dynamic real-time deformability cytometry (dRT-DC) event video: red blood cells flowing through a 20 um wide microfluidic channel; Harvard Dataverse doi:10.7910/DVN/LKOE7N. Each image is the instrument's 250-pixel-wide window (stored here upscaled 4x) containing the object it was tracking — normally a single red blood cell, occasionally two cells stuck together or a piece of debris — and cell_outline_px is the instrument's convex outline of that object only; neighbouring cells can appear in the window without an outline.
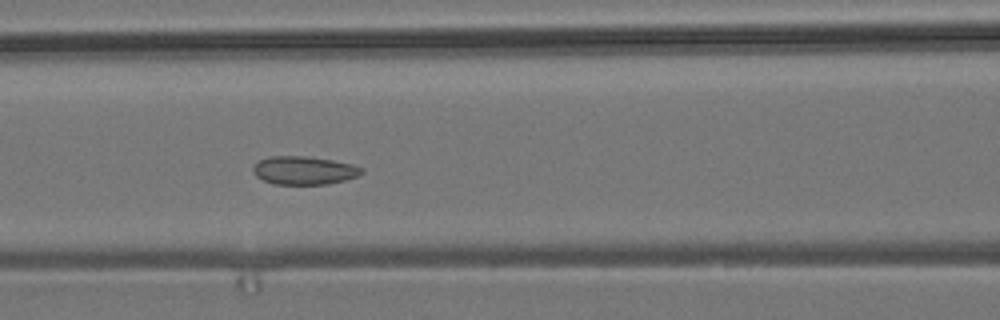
{"species": "common noctule bat (a hibernating species)", "species_latin": "Nyctalus noctula", "temperature_condition": "room temperature", "stored_images_in_passage": 5, "camera_frame_rate_fps": 3000, "um_per_image_px": 0.085, "animal": {"sex": "male", "body_mass_g": 19.2, "forearm_length_mm": 51.8}, "frame": {"image": 1, "passage_image": 5, "time_ms": 1.333, "image_size_px": [1000, 320], "cell_outline_px": [[364, 172], [356, 176], [344, 180], [328, 184], [272, 184], [256, 176], [252, 172], [252, 168], [260, 160], [268, 156], [308, 156], [332, 160], [352, 164], [364, 168]], "centroid_in_image_um": [25.84, 14.48], "position_along_channel_um": 140.8, "area_um2": 17.92}}